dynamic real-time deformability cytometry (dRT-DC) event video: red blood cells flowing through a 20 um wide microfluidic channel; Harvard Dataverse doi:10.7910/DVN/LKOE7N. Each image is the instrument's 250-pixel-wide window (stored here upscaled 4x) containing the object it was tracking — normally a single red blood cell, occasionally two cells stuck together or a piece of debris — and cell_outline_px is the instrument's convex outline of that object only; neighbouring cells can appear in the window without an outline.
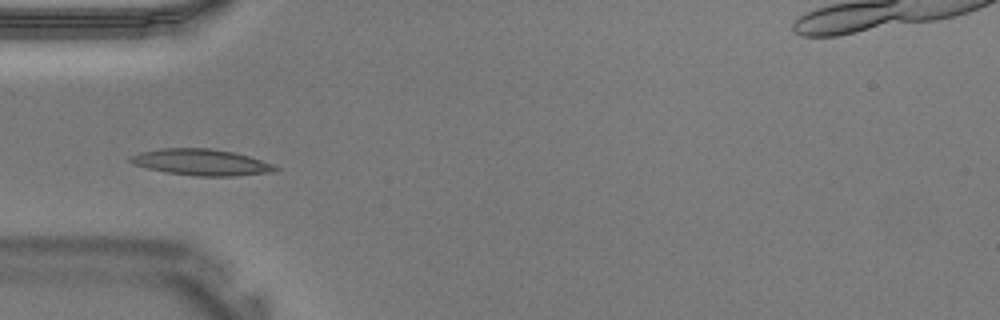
{"species": "Egyptian fruit bat (a non-hibernating species)", "species_latin": "Rousettus aegyptiacus", "temperature_condition": "warm", "stored_images_in_passage": 41, "camera_frame_rate_fps": 3000, "um_per_image_px": 0.085, "animal": {"sex": "male"}, "frame": {"image": 1, "passage_image": 12, "time_ms": 3.667, "image_size_px": [1000, 320], "cell_outline_px": [[280, 168], [276, 172], [236, 176], [196, 176], [168, 172], [148, 168], [132, 164], [128, 160], [132, 156], [140, 152], [160, 148], [212, 148], [232, 152], [248, 156], [272, 164]], "centroid_in_image_um": [17.13, 13.79], "position_along_channel_um": 67.9, "area_um2": 22.14}}
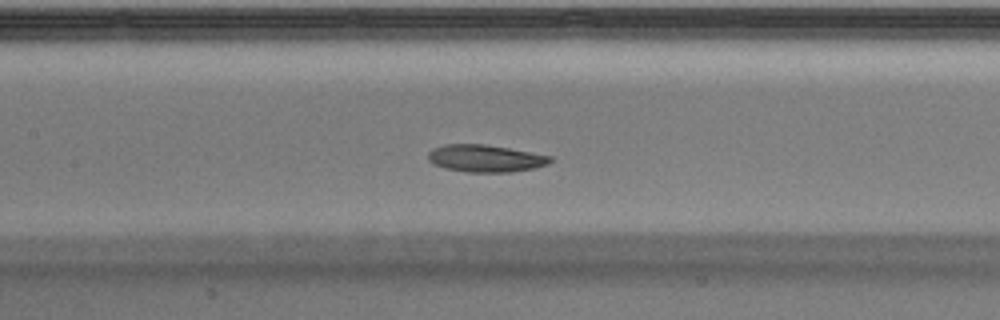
{"frame": {"image": 2, "passage_image": 18, "time_ms": 5.667, "image_size_px": [1000, 320], "cell_outline_px": [[552, 160], [548, 164], [536, 168], [512, 172], [468, 172], [444, 168], [432, 164], [428, 160], [428, 152], [432, 148], [444, 144], [484, 144], [508, 148], [552, 156]], "centroid_in_image_um": [41.24, 13.46], "position_along_channel_um": 166.2, "area_um2": 19.54}}